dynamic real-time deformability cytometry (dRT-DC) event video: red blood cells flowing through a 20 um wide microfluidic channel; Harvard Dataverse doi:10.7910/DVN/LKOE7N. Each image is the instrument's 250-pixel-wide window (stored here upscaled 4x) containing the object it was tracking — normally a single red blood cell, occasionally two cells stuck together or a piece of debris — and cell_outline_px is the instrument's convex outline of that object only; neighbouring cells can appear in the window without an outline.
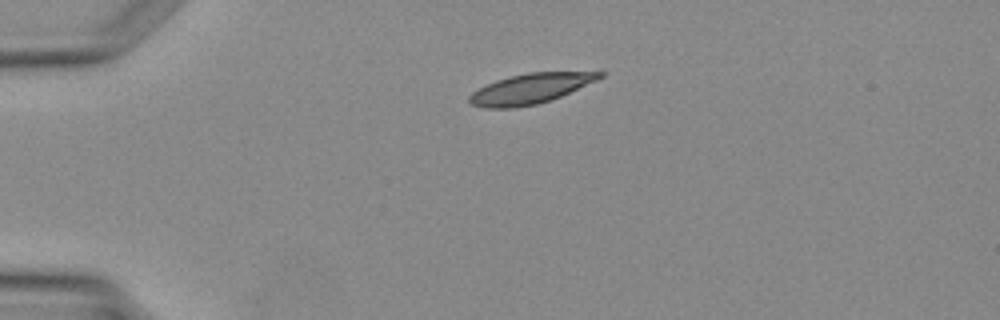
{"species": "Egyptian fruit bat (a non-hibernating species)", "species_latin": "Rousettus aegyptiacus", "temperature_condition": "warm", "stored_images_in_passage": 3, "camera_frame_rate_fps": 3000, "um_per_image_px": 0.085, "animal": {"sex": "female"}, "frame": {"image": 1, "passage_image": 2, "time_ms": 2.333, "image_size_px": [1000, 320], "cell_outline_px": [[604, 76], [596, 80], [552, 100], [536, 104], [512, 108], [484, 108], [472, 104], [468, 100], [468, 96], [472, 92], [496, 80], [508, 76], [528, 72], [604, 72]], "centroid_in_image_um": [45.05, 7.54], "position_along_channel_um": 40.0, "area_um2": 22.66}}